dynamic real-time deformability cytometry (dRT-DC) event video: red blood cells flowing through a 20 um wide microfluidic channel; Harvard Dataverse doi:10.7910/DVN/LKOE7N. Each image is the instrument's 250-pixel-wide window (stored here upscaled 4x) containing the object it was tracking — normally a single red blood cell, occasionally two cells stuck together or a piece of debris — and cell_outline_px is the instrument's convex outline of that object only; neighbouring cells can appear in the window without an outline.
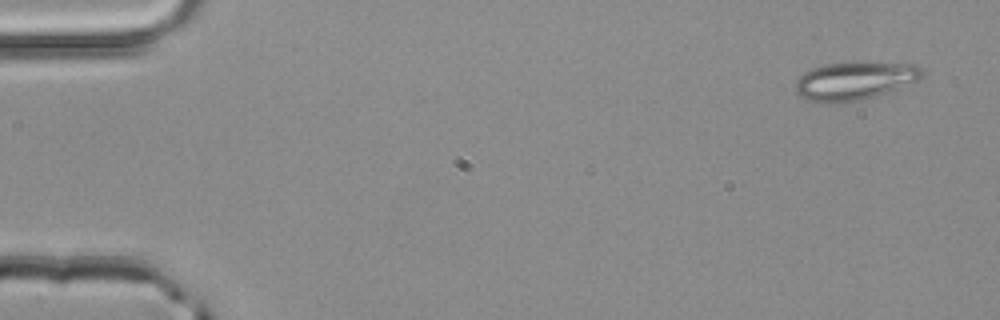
{"species": "common noctule bat (a hibernating species)", "species_latin": "Nyctalus noctula", "temperature_condition": "room temperature", "stored_images_in_passage": 4, "camera_frame_rate_fps": 3000, "um_per_image_px": 0.085, "animal": {"sex": "male", "body_mass_g": 20.4}, "frame": {"image": 1, "passage_image": 1, "time_ms": 0.0, "image_size_px": [1000, 320], "cell_outline_px": [[924, 76], [916, 80], [888, 92], [876, 96], [856, 100], [808, 100], [800, 96], [796, 92], [796, 80], [804, 72], [812, 68], [824, 64], [920, 64], [924, 72]], "centroid_in_image_um": [72.66, 6.85], "position_along_channel_um": 12.3, "area_um2": 26.76}}
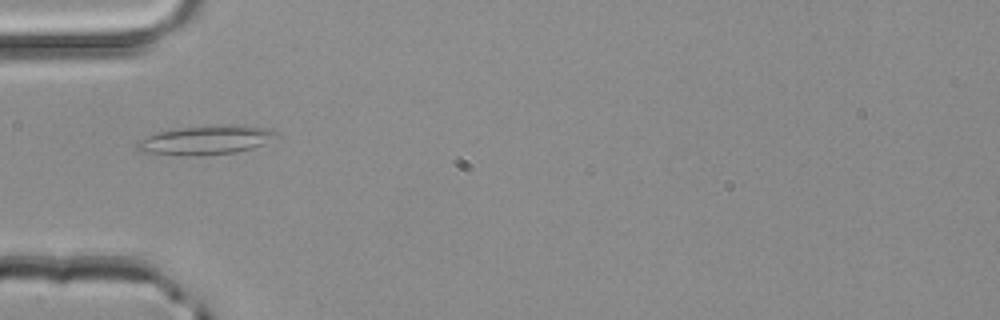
{"frame": {"image": 2, "passage_image": 4, "time_ms": 1.0, "image_size_px": [1000, 320], "cell_outline_px": [[280, 136], [264, 144], [252, 148], [236, 152], [196, 156], [180, 156], [140, 152], [136, 148], [136, 144], [144, 136], [156, 132], [172, 128], [228, 124], [232, 124], [268, 128], [280, 132]], "centroid_in_image_um": [17.49, 11.9], "position_along_channel_um": 67.5, "area_um2": 24.22}}